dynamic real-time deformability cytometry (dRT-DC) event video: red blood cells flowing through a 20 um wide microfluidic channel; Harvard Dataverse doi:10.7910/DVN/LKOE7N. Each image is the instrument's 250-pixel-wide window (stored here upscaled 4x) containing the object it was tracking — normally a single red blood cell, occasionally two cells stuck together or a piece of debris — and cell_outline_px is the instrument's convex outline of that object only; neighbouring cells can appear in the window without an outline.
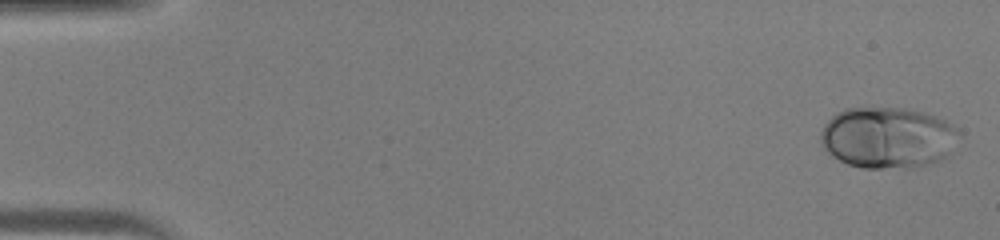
{"species": "human", "species_latin": "Homo sapiens", "temperature_condition": "warm", "stored_images_in_passage": 44, "camera_frame_rate_fps": 3000, "um_per_image_px": 0.085, "donor": {"sex": "male"}, "frame": {"image": 1, "passage_image": 1, "time_ms": 0.0, "image_size_px": [1000, 240], "cell_outline_px": [[960, 136], [952, 152], [948, 156], [940, 160], [912, 168], [864, 168], [848, 164], [832, 156], [824, 148], [820, 140], [820, 132], [824, 124], [836, 112], [844, 108], [904, 108], [924, 112], [936, 116], [960, 128]], "centroid_in_image_um": [75.49, 11.7], "position_along_channel_um": 9.5, "area_um2": 49.94}}
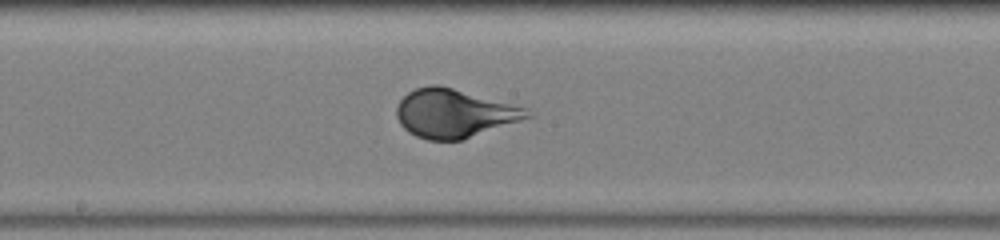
{"frame": {"image": 2, "passage_image": 24, "time_ms": 7.667, "image_size_px": [1000, 240], "cell_outline_px": [[532, 116], [464, 140], [428, 140], [416, 136], [408, 132], [400, 124], [396, 116], [396, 108], [400, 100], [408, 92], [416, 88], [432, 84], [440, 84], [528, 108]], "centroid_in_image_um": [38.59, 9.63], "position_along_channel_um": 209.6, "area_um2": 37.05}}
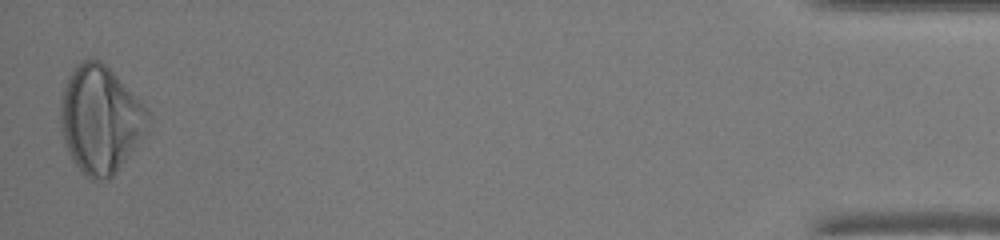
{"frame": {"image": 3, "passage_image": 44, "time_ms": 14.333, "image_size_px": [1000, 240], "cell_outline_px": [[148, 116], [140, 140], [116, 172], [108, 180], [92, 180], [84, 176], [80, 172], [72, 160], [68, 152], [64, 140], [60, 120], [60, 96], [68, 76], [76, 64], [80, 60], [92, 56], [104, 64], [148, 108]], "centroid_in_image_um": [8.47, 10.15], "position_along_channel_um": 426.7, "area_um2": 54.45}}